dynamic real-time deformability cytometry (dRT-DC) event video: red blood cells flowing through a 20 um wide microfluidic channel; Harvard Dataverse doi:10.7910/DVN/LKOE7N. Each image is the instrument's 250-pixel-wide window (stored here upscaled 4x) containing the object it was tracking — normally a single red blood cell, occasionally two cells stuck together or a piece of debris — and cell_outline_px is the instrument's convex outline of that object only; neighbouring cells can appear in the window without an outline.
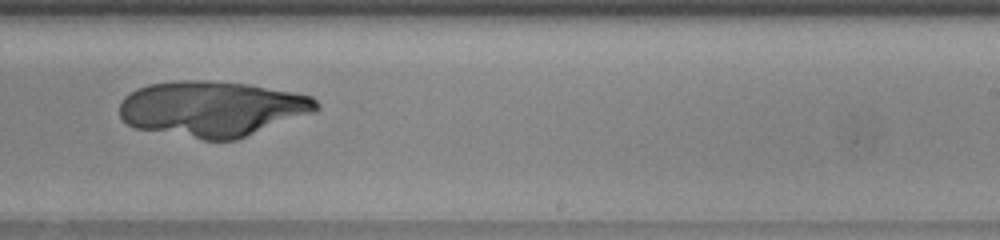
{"species": "human", "species_latin": "Homo sapiens", "temperature_condition": "warm", "stored_images_in_passage": 31, "camera_frame_rate_fps": 3000, "um_per_image_px": 0.085, "donor": {"sex": "female"}, "frame": {"image": 1, "passage_image": 15, "time_ms": 4.667, "image_size_px": [1000, 240], "cell_outline_px": [[320, 108], [312, 112], [236, 140], [200, 140], [136, 128], [128, 124], [120, 116], [120, 104], [124, 96], [136, 88], [148, 84], [180, 80], [208, 80], [248, 84], [312, 96], [320, 104]], "centroid_in_image_um": [17.99, 9.24], "position_along_channel_um": 271.0, "area_um2": 63.58}}
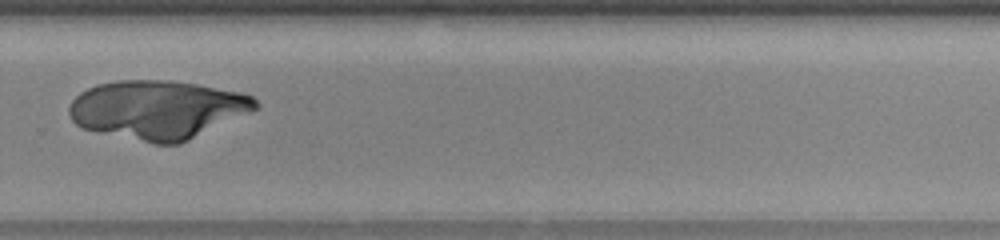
{"frame": {"image": 2, "passage_image": 18, "time_ms": 5.667, "image_size_px": [1000, 240], "cell_outline_px": [[260, 104], [256, 108], [180, 144], [152, 144], [84, 128], [76, 124], [72, 120], [68, 112], [68, 108], [72, 100], [80, 92], [88, 88], [100, 84], [116, 80], [164, 80], [196, 84], [240, 92], [252, 96]], "centroid_in_image_um": [13.35, 9.31], "position_along_channel_um": 316.4, "area_um2": 63.06}}